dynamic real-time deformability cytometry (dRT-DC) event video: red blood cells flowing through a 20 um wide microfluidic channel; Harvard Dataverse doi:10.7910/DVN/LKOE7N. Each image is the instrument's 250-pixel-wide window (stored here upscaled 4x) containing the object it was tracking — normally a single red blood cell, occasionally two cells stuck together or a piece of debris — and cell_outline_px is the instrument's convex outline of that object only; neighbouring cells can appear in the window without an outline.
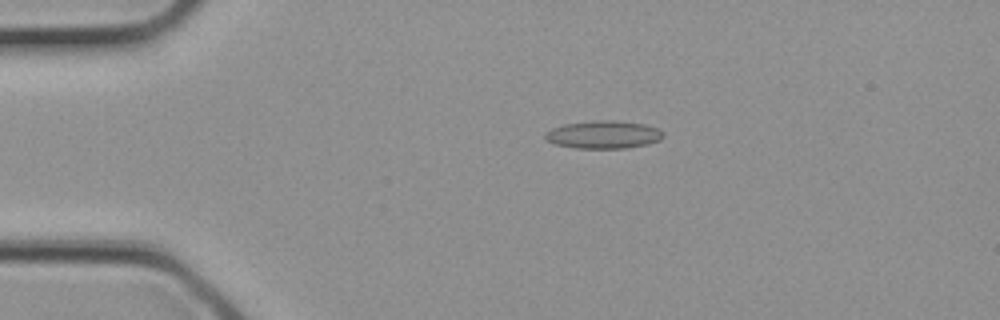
{"species": "common noctule bat (a hibernating species)", "species_latin": "Nyctalus noctula", "temperature_condition": "cold", "stored_images_in_passage": 4, "camera_frame_rate_fps": 3000, "um_per_image_px": 0.085, "animal": {"sex": "female", "body_mass_g": 21.9}, "frame": {"image": 1, "passage_image": 4, "time_ms": 1.0, "image_size_px": [1000, 320], "cell_outline_px": [[664, 136], [660, 140], [648, 144], [628, 148], [576, 148], [556, 144], [544, 140], [544, 132], [552, 128], [564, 124], [596, 120], [616, 120], [644, 124], [656, 128], [664, 132]], "centroid_in_image_um": [51.29, 11.44], "position_along_channel_um": 33.7, "area_um2": 19.31}}